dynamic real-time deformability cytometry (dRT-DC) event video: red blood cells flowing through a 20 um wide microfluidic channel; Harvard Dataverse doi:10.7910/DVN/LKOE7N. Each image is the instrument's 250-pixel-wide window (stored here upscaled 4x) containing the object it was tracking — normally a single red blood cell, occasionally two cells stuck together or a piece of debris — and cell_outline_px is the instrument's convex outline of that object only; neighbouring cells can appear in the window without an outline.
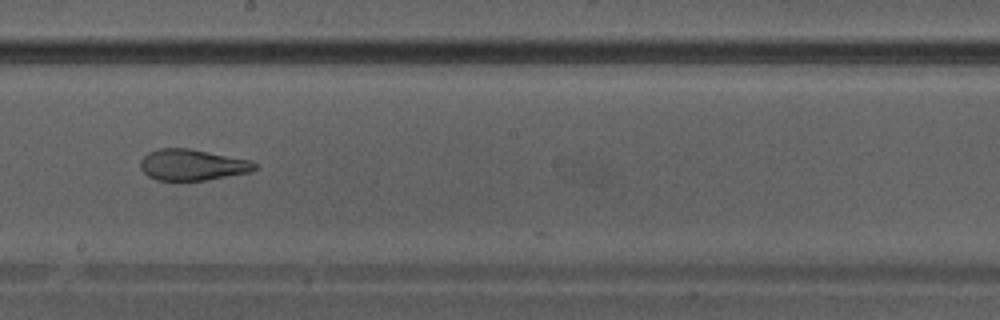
{"species": "Egyptian fruit bat (a non-hibernating species)", "species_latin": "Rousettus aegyptiacus", "temperature_condition": "warm", "stored_images_in_passage": 21, "camera_frame_rate_fps": 3000, "um_per_image_px": 0.085, "animal": {"sex": "male"}, "frame": {"image": 1, "passage_image": 20, "time_ms": 6.333, "image_size_px": [1000, 320], "cell_outline_px": [[256, 168], [252, 172], [208, 180], [156, 180], [148, 176], [140, 168], [140, 160], [148, 152], [160, 148], [188, 148], [252, 160], [256, 164]], "centroid_in_image_um": [16.36, 14.01], "position_along_channel_um": 231.8, "area_um2": 20.87}}